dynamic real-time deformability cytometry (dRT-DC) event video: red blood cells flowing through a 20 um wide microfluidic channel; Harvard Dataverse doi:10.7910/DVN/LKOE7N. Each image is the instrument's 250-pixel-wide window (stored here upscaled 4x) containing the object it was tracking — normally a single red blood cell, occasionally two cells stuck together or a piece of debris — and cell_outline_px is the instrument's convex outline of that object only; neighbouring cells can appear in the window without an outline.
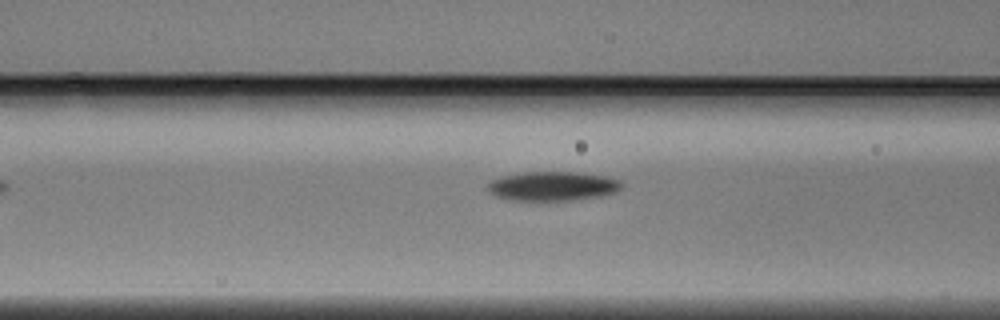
{"species": "Egyptian fruit bat (a non-hibernating species)", "species_latin": "Rousettus aegyptiacus", "temperature_condition": "warm", "stored_images_in_passage": 4, "segment_of_instrument_passage": [1, 2], "camera_frame_rate_fps": 3000, "um_per_image_px": 0.085, "animal": {"sex": "male"}, "frame": {"image": 1, "passage_image": 3, "time_ms": 0.667, "image_size_px": [1000, 320], "cell_outline_px": [[624, 184], [616, 192], [600, 196], [572, 200], [508, 200], [496, 196], [488, 188], [488, 184], [492, 180], [500, 176], [524, 172], [576, 172], [604, 176], [620, 180]], "centroid_in_image_um": [46.99, 15.81], "position_along_channel_um": 119.6, "area_um2": 22.72}}